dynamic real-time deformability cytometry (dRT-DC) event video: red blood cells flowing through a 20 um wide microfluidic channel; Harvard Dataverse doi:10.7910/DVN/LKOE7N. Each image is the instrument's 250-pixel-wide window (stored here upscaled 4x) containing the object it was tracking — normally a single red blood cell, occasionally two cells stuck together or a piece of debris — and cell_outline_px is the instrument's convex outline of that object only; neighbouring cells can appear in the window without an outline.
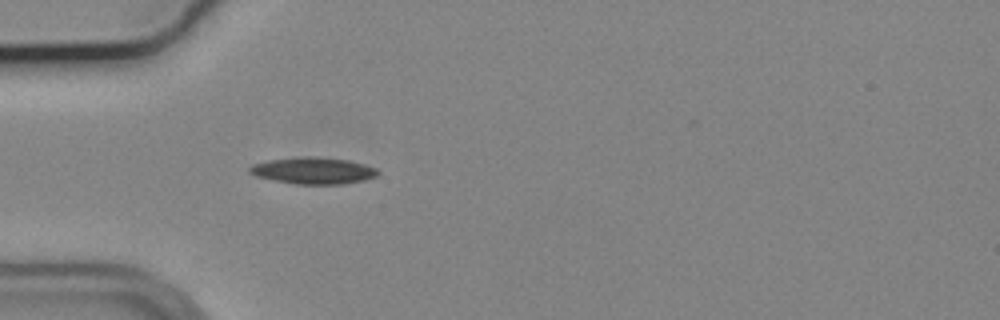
{"species": "common noctule bat (a hibernating species)", "species_latin": "Nyctalus noctula", "temperature_condition": "cold", "stored_images_in_passage": 4, "camera_frame_rate_fps": 3000, "um_per_image_px": 0.085, "animal": {"sex": "male", "body_mass_g": 19.2, "forearm_length_mm": 51.8}, "frame": {"image": 1, "passage_image": 1, "time_ms": 0.0, "image_size_px": [1000, 320], "cell_outline_px": [[380, 172], [376, 176], [364, 180], [340, 184], [296, 184], [272, 180], [256, 176], [248, 172], [248, 168], [252, 164], [268, 160], [304, 156], [316, 156], [348, 160], [364, 164], [376, 168]], "centroid_in_image_um": [26.6, 14.5], "position_along_channel_um": 58.4, "area_um2": 20.0}}